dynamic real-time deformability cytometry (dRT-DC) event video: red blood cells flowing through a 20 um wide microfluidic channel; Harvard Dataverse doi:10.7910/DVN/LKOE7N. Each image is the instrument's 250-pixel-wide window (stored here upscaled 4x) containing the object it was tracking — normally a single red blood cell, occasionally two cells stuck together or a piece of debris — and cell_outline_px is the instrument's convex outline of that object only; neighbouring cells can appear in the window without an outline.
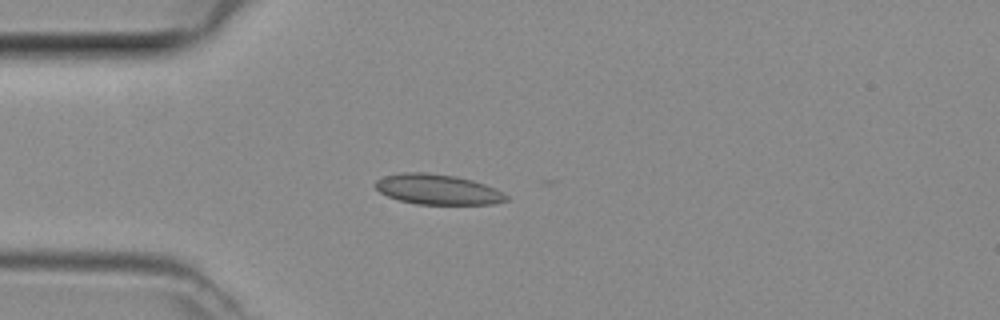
{"species": "common noctule bat (a hibernating species)", "species_latin": "Nyctalus noctula", "temperature_condition": "room temperature", "stored_images_in_passage": 44, "camera_frame_rate_fps": 3000, "um_per_image_px": 0.085, "animal": {"sex": "female", "body_mass_g": 29.2, "forearm_length_mm": 56.3}, "frame": {"image": 1, "passage_image": 12, "time_ms": 3.667, "image_size_px": [1000, 320], "cell_outline_px": [[508, 200], [492, 204], [416, 204], [400, 200], [388, 196], [380, 192], [372, 184], [376, 180], [384, 176], [404, 172], [424, 172], [456, 176], [472, 180], [496, 188], [504, 192], [508, 196]], "centroid_in_image_um": [37.2, 16.1], "position_along_channel_um": 47.8, "area_um2": 23.12}}
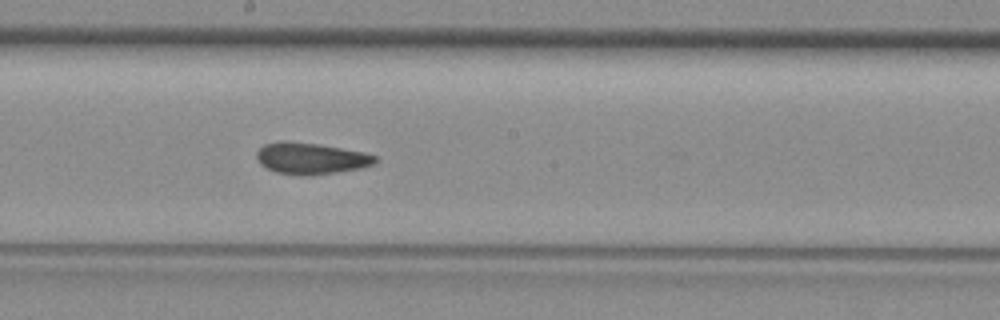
{"frame": {"image": 2, "passage_image": 25, "time_ms": 8.0, "image_size_px": [1000, 320], "cell_outline_px": [[376, 160], [372, 164], [360, 168], [312, 176], [300, 176], [276, 172], [260, 164], [256, 156], [256, 152], [264, 144], [280, 140], [288, 140], [316, 144], [364, 152], [376, 156]], "centroid_in_image_um": [26.37, 13.46], "position_along_channel_um": 221.8, "area_um2": 21.73}}
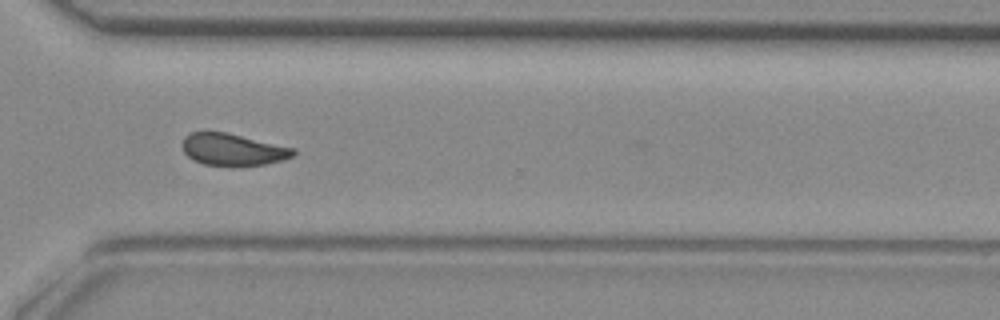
{"frame": {"image": 3, "passage_image": 34, "time_ms": 11.0, "image_size_px": [1000, 320], "cell_outline_px": [[296, 156], [284, 160], [264, 164], [228, 168], [204, 164], [188, 156], [184, 152], [180, 144], [184, 136], [192, 132], [228, 132], [296, 148]], "centroid_in_image_um": [19.82, 12.73], "position_along_channel_um": 350.8, "area_um2": 21.39}}